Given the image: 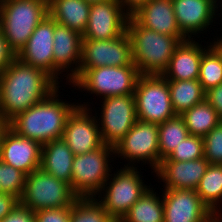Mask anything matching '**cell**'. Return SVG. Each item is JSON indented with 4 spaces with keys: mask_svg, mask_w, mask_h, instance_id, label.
Returning a JSON list of instances; mask_svg holds the SVG:
<instances>
[{
    "mask_svg": "<svg viewBox=\"0 0 222 222\" xmlns=\"http://www.w3.org/2000/svg\"><path fill=\"white\" fill-rule=\"evenodd\" d=\"M140 76L136 66L97 67L85 70L71 86L98 98L134 94ZM84 91V92H83Z\"/></svg>",
    "mask_w": 222,
    "mask_h": 222,
    "instance_id": "52a82bcc",
    "label": "cell"
},
{
    "mask_svg": "<svg viewBox=\"0 0 222 222\" xmlns=\"http://www.w3.org/2000/svg\"><path fill=\"white\" fill-rule=\"evenodd\" d=\"M69 217L70 222H112L114 220L95 197L77 198L70 206Z\"/></svg>",
    "mask_w": 222,
    "mask_h": 222,
    "instance_id": "f546056e",
    "label": "cell"
},
{
    "mask_svg": "<svg viewBox=\"0 0 222 222\" xmlns=\"http://www.w3.org/2000/svg\"><path fill=\"white\" fill-rule=\"evenodd\" d=\"M127 32L132 44L133 63L140 75H162L180 41L141 26L132 16L128 18Z\"/></svg>",
    "mask_w": 222,
    "mask_h": 222,
    "instance_id": "3957f363",
    "label": "cell"
},
{
    "mask_svg": "<svg viewBox=\"0 0 222 222\" xmlns=\"http://www.w3.org/2000/svg\"><path fill=\"white\" fill-rule=\"evenodd\" d=\"M35 222H70V207L34 212Z\"/></svg>",
    "mask_w": 222,
    "mask_h": 222,
    "instance_id": "e575fe53",
    "label": "cell"
},
{
    "mask_svg": "<svg viewBox=\"0 0 222 222\" xmlns=\"http://www.w3.org/2000/svg\"><path fill=\"white\" fill-rule=\"evenodd\" d=\"M62 86L64 87L62 84L44 100L16 115L10 120V129L41 145L61 139L68 117L78 107V102L72 103L61 98L63 95L59 94Z\"/></svg>",
    "mask_w": 222,
    "mask_h": 222,
    "instance_id": "7a4b0ae2",
    "label": "cell"
},
{
    "mask_svg": "<svg viewBox=\"0 0 222 222\" xmlns=\"http://www.w3.org/2000/svg\"><path fill=\"white\" fill-rule=\"evenodd\" d=\"M196 40L186 39L176 46L168 67L162 74L166 80H198L202 55L210 43L203 39L199 44L202 39ZM202 42H205L206 46L201 44Z\"/></svg>",
    "mask_w": 222,
    "mask_h": 222,
    "instance_id": "44dd1931",
    "label": "cell"
},
{
    "mask_svg": "<svg viewBox=\"0 0 222 222\" xmlns=\"http://www.w3.org/2000/svg\"><path fill=\"white\" fill-rule=\"evenodd\" d=\"M0 222H35V214L32 210L19 204Z\"/></svg>",
    "mask_w": 222,
    "mask_h": 222,
    "instance_id": "d590c367",
    "label": "cell"
},
{
    "mask_svg": "<svg viewBox=\"0 0 222 222\" xmlns=\"http://www.w3.org/2000/svg\"><path fill=\"white\" fill-rule=\"evenodd\" d=\"M134 98L137 120L160 124L176 116L168 80L162 75H140Z\"/></svg>",
    "mask_w": 222,
    "mask_h": 222,
    "instance_id": "8fae6325",
    "label": "cell"
},
{
    "mask_svg": "<svg viewBox=\"0 0 222 222\" xmlns=\"http://www.w3.org/2000/svg\"><path fill=\"white\" fill-rule=\"evenodd\" d=\"M112 222H121L120 220H113Z\"/></svg>",
    "mask_w": 222,
    "mask_h": 222,
    "instance_id": "bcb514c9",
    "label": "cell"
},
{
    "mask_svg": "<svg viewBox=\"0 0 222 222\" xmlns=\"http://www.w3.org/2000/svg\"><path fill=\"white\" fill-rule=\"evenodd\" d=\"M54 27L55 20L50 15L46 16L16 56L21 62L43 70L52 78Z\"/></svg>",
    "mask_w": 222,
    "mask_h": 222,
    "instance_id": "ac0fdd59",
    "label": "cell"
},
{
    "mask_svg": "<svg viewBox=\"0 0 222 222\" xmlns=\"http://www.w3.org/2000/svg\"><path fill=\"white\" fill-rule=\"evenodd\" d=\"M189 135L188 129L180 115L166 120L158 124V141L161 160L166 159L174 150Z\"/></svg>",
    "mask_w": 222,
    "mask_h": 222,
    "instance_id": "f1b7e54d",
    "label": "cell"
},
{
    "mask_svg": "<svg viewBox=\"0 0 222 222\" xmlns=\"http://www.w3.org/2000/svg\"><path fill=\"white\" fill-rule=\"evenodd\" d=\"M89 108L77 107L68 117L62 139L74 155L86 154L102 144L97 117Z\"/></svg>",
    "mask_w": 222,
    "mask_h": 222,
    "instance_id": "e0dca14e",
    "label": "cell"
},
{
    "mask_svg": "<svg viewBox=\"0 0 222 222\" xmlns=\"http://www.w3.org/2000/svg\"><path fill=\"white\" fill-rule=\"evenodd\" d=\"M139 168L123 166L110 173L108 180L95 199L114 219L121 220L132 205L150 188L144 183L143 172ZM142 175V176H141Z\"/></svg>",
    "mask_w": 222,
    "mask_h": 222,
    "instance_id": "5b68a950",
    "label": "cell"
},
{
    "mask_svg": "<svg viewBox=\"0 0 222 222\" xmlns=\"http://www.w3.org/2000/svg\"><path fill=\"white\" fill-rule=\"evenodd\" d=\"M170 99L176 115L205 100L206 92L198 80L168 81Z\"/></svg>",
    "mask_w": 222,
    "mask_h": 222,
    "instance_id": "484cf974",
    "label": "cell"
},
{
    "mask_svg": "<svg viewBox=\"0 0 222 222\" xmlns=\"http://www.w3.org/2000/svg\"><path fill=\"white\" fill-rule=\"evenodd\" d=\"M215 37H213L212 41L209 38L210 45L217 51V53L220 55L222 59V35L221 36L218 35V37L216 35Z\"/></svg>",
    "mask_w": 222,
    "mask_h": 222,
    "instance_id": "b9f144b4",
    "label": "cell"
},
{
    "mask_svg": "<svg viewBox=\"0 0 222 222\" xmlns=\"http://www.w3.org/2000/svg\"><path fill=\"white\" fill-rule=\"evenodd\" d=\"M9 1H13V0H0V6L6 2H9Z\"/></svg>",
    "mask_w": 222,
    "mask_h": 222,
    "instance_id": "f6af8a7d",
    "label": "cell"
},
{
    "mask_svg": "<svg viewBox=\"0 0 222 222\" xmlns=\"http://www.w3.org/2000/svg\"><path fill=\"white\" fill-rule=\"evenodd\" d=\"M204 157L203 138L188 135L173 152L161 161H190Z\"/></svg>",
    "mask_w": 222,
    "mask_h": 222,
    "instance_id": "d6a6232c",
    "label": "cell"
},
{
    "mask_svg": "<svg viewBox=\"0 0 222 222\" xmlns=\"http://www.w3.org/2000/svg\"><path fill=\"white\" fill-rule=\"evenodd\" d=\"M203 147L209 164L222 165V121L203 137Z\"/></svg>",
    "mask_w": 222,
    "mask_h": 222,
    "instance_id": "836d02e7",
    "label": "cell"
},
{
    "mask_svg": "<svg viewBox=\"0 0 222 222\" xmlns=\"http://www.w3.org/2000/svg\"><path fill=\"white\" fill-rule=\"evenodd\" d=\"M85 1L89 4H93V3H100V2H105L109 0H85Z\"/></svg>",
    "mask_w": 222,
    "mask_h": 222,
    "instance_id": "ee69618b",
    "label": "cell"
},
{
    "mask_svg": "<svg viewBox=\"0 0 222 222\" xmlns=\"http://www.w3.org/2000/svg\"><path fill=\"white\" fill-rule=\"evenodd\" d=\"M198 81L205 92L222 83V59L211 45L203 52Z\"/></svg>",
    "mask_w": 222,
    "mask_h": 222,
    "instance_id": "4dcf8cb0",
    "label": "cell"
},
{
    "mask_svg": "<svg viewBox=\"0 0 222 222\" xmlns=\"http://www.w3.org/2000/svg\"><path fill=\"white\" fill-rule=\"evenodd\" d=\"M129 17L117 0L93 3L82 38L108 40L119 37L127 31Z\"/></svg>",
    "mask_w": 222,
    "mask_h": 222,
    "instance_id": "9a60e30c",
    "label": "cell"
},
{
    "mask_svg": "<svg viewBox=\"0 0 222 222\" xmlns=\"http://www.w3.org/2000/svg\"><path fill=\"white\" fill-rule=\"evenodd\" d=\"M208 166L204 157L190 161H161L153 177L158 183L163 182V188L196 190Z\"/></svg>",
    "mask_w": 222,
    "mask_h": 222,
    "instance_id": "ffe728a7",
    "label": "cell"
},
{
    "mask_svg": "<svg viewBox=\"0 0 222 222\" xmlns=\"http://www.w3.org/2000/svg\"><path fill=\"white\" fill-rule=\"evenodd\" d=\"M135 66L128 32L108 40L82 39L81 61L78 74L69 86L87 69L97 67Z\"/></svg>",
    "mask_w": 222,
    "mask_h": 222,
    "instance_id": "7c38bea8",
    "label": "cell"
},
{
    "mask_svg": "<svg viewBox=\"0 0 222 222\" xmlns=\"http://www.w3.org/2000/svg\"><path fill=\"white\" fill-rule=\"evenodd\" d=\"M74 154L61 138L42 145L40 168L71 187Z\"/></svg>",
    "mask_w": 222,
    "mask_h": 222,
    "instance_id": "603a6c76",
    "label": "cell"
},
{
    "mask_svg": "<svg viewBox=\"0 0 222 222\" xmlns=\"http://www.w3.org/2000/svg\"><path fill=\"white\" fill-rule=\"evenodd\" d=\"M100 101L101 112L98 116L95 107L89 105L92 102L82 103L80 100L78 107L95 111L103 144L115 147L137 121L134 94L111 96Z\"/></svg>",
    "mask_w": 222,
    "mask_h": 222,
    "instance_id": "9c48e42d",
    "label": "cell"
},
{
    "mask_svg": "<svg viewBox=\"0 0 222 222\" xmlns=\"http://www.w3.org/2000/svg\"><path fill=\"white\" fill-rule=\"evenodd\" d=\"M151 186L120 220L121 222H164L162 195Z\"/></svg>",
    "mask_w": 222,
    "mask_h": 222,
    "instance_id": "d4e9b609",
    "label": "cell"
},
{
    "mask_svg": "<svg viewBox=\"0 0 222 222\" xmlns=\"http://www.w3.org/2000/svg\"><path fill=\"white\" fill-rule=\"evenodd\" d=\"M172 3L180 31L188 39H202L200 35L207 34L217 19L222 20L221 0H172Z\"/></svg>",
    "mask_w": 222,
    "mask_h": 222,
    "instance_id": "4fadbf2b",
    "label": "cell"
},
{
    "mask_svg": "<svg viewBox=\"0 0 222 222\" xmlns=\"http://www.w3.org/2000/svg\"><path fill=\"white\" fill-rule=\"evenodd\" d=\"M122 8L131 16L149 0H117Z\"/></svg>",
    "mask_w": 222,
    "mask_h": 222,
    "instance_id": "ab89813d",
    "label": "cell"
},
{
    "mask_svg": "<svg viewBox=\"0 0 222 222\" xmlns=\"http://www.w3.org/2000/svg\"><path fill=\"white\" fill-rule=\"evenodd\" d=\"M205 99L222 117V83L206 91Z\"/></svg>",
    "mask_w": 222,
    "mask_h": 222,
    "instance_id": "74e56055",
    "label": "cell"
},
{
    "mask_svg": "<svg viewBox=\"0 0 222 222\" xmlns=\"http://www.w3.org/2000/svg\"><path fill=\"white\" fill-rule=\"evenodd\" d=\"M115 160L120 158L124 166L150 165L154 173L160 165L158 124L137 120L130 131L115 145ZM141 161V162H140Z\"/></svg>",
    "mask_w": 222,
    "mask_h": 222,
    "instance_id": "30bf717a",
    "label": "cell"
},
{
    "mask_svg": "<svg viewBox=\"0 0 222 222\" xmlns=\"http://www.w3.org/2000/svg\"><path fill=\"white\" fill-rule=\"evenodd\" d=\"M222 210L217 209L212 212V221L213 222H222Z\"/></svg>",
    "mask_w": 222,
    "mask_h": 222,
    "instance_id": "7bdbcfd3",
    "label": "cell"
},
{
    "mask_svg": "<svg viewBox=\"0 0 222 222\" xmlns=\"http://www.w3.org/2000/svg\"><path fill=\"white\" fill-rule=\"evenodd\" d=\"M42 145L9 129L0 144V159L25 175L41 166Z\"/></svg>",
    "mask_w": 222,
    "mask_h": 222,
    "instance_id": "d6986e66",
    "label": "cell"
},
{
    "mask_svg": "<svg viewBox=\"0 0 222 222\" xmlns=\"http://www.w3.org/2000/svg\"><path fill=\"white\" fill-rule=\"evenodd\" d=\"M20 204V200L7 193L0 194V221L9 215L15 207Z\"/></svg>",
    "mask_w": 222,
    "mask_h": 222,
    "instance_id": "8d00e7d4",
    "label": "cell"
},
{
    "mask_svg": "<svg viewBox=\"0 0 222 222\" xmlns=\"http://www.w3.org/2000/svg\"><path fill=\"white\" fill-rule=\"evenodd\" d=\"M10 129V121L0 113V144L3 141L5 133Z\"/></svg>",
    "mask_w": 222,
    "mask_h": 222,
    "instance_id": "60d3db41",
    "label": "cell"
},
{
    "mask_svg": "<svg viewBox=\"0 0 222 222\" xmlns=\"http://www.w3.org/2000/svg\"><path fill=\"white\" fill-rule=\"evenodd\" d=\"M164 222H210L211 209L201 200L196 190H162Z\"/></svg>",
    "mask_w": 222,
    "mask_h": 222,
    "instance_id": "2e32d148",
    "label": "cell"
},
{
    "mask_svg": "<svg viewBox=\"0 0 222 222\" xmlns=\"http://www.w3.org/2000/svg\"><path fill=\"white\" fill-rule=\"evenodd\" d=\"M131 16L141 26L157 33L174 36L180 42L188 39L177 24L172 0H149Z\"/></svg>",
    "mask_w": 222,
    "mask_h": 222,
    "instance_id": "7402d4cb",
    "label": "cell"
},
{
    "mask_svg": "<svg viewBox=\"0 0 222 222\" xmlns=\"http://www.w3.org/2000/svg\"><path fill=\"white\" fill-rule=\"evenodd\" d=\"M114 158V147L107 144L86 154L75 155L71 174L73 193L78 198L95 197L108 180L114 168L112 165L116 164Z\"/></svg>",
    "mask_w": 222,
    "mask_h": 222,
    "instance_id": "8992f818",
    "label": "cell"
},
{
    "mask_svg": "<svg viewBox=\"0 0 222 222\" xmlns=\"http://www.w3.org/2000/svg\"><path fill=\"white\" fill-rule=\"evenodd\" d=\"M188 129L189 135L204 137L222 121V117L206 101L196 104L180 115Z\"/></svg>",
    "mask_w": 222,
    "mask_h": 222,
    "instance_id": "4316f807",
    "label": "cell"
},
{
    "mask_svg": "<svg viewBox=\"0 0 222 222\" xmlns=\"http://www.w3.org/2000/svg\"><path fill=\"white\" fill-rule=\"evenodd\" d=\"M60 85L17 57L0 73V113L7 120L44 100Z\"/></svg>",
    "mask_w": 222,
    "mask_h": 222,
    "instance_id": "6da1fadb",
    "label": "cell"
},
{
    "mask_svg": "<svg viewBox=\"0 0 222 222\" xmlns=\"http://www.w3.org/2000/svg\"><path fill=\"white\" fill-rule=\"evenodd\" d=\"M77 198L68 183L39 168L26 175L20 204L36 212L70 207Z\"/></svg>",
    "mask_w": 222,
    "mask_h": 222,
    "instance_id": "ba28073f",
    "label": "cell"
},
{
    "mask_svg": "<svg viewBox=\"0 0 222 222\" xmlns=\"http://www.w3.org/2000/svg\"><path fill=\"white\" fill-rule=\"evenodd\" d=\"M90 6L85 0H49V15L58 24L82 35L88 23Z\"/></svg>",
    "mask_w": 222,
    "mask_h": 222,
    "instance_id": "cb8c5ba5",
    "label": "cell"
},
{
    "mask_svg": "<svg viewBox=\"0 0 222 222\" xmlns=\"http://www.w3.org/2000/svg\"><path fill=\"white\" fill-rule=\"evenodd\" d=\"M196 192L212 212L222 209V165L209 164Z\"/></svg>",
    "mask_w": 222,
    "mask_h": 222,
    "instance_id": "83f0119b",
    "label": "cell"
},
{
    "mask_svg": "<svg viewBox=\"0 0 222 222\" xmlns=\"http://www.w3.org/2000/svg\"><path fill=\"white\" fill-rule=\"evenodd\" d=\"M82 39V35L79 32L58 24L55 21L53 37V79L58 84H61L63 81L61 78L64 76L66 77L64 85H69V82L78 74L81 61ZM64 72H66V74Z\"/></svg>",
    "mask_w": 222,
    "mask_h": 222,
    "instance_id": "5bb4252c",
    "label": "cell"
},
{
    "mask_svg": "<svg viewBox=\"0 0 222 222\" xmlns=\"http://www.w3.org/2000/svg\"><path fill=\"white\" fill-rule=\"evenodd\" d=\"M16 58L0 31V73Z\"/></svg>",
    "mask_w": 222,
    "mask_h": 222,
    "instance_id": "f35d334b",
    "label": "cell"
},
{
    "mask_svg": "<svg viewBox=\"0 0 222 222\" xmlns=\"http://www.w3.org/2000/svg\"><path fill=\"white\" fill-rule=\"evenodd\" d=\"M26 175L7 165L0 159V189L2 193L11 194L21 199L25 188Z\"/></svg>",
    "mask_w": 222,
    "mask_h": 222,
    "instance_id": "1f68e13d",
    "label": "cell"
},
{
    "mask_svg": "<svg viewBox=\"0 0 222 222\" xmlns=\"http://www.w3.org/2000/svg\"><path fill=\"white\" fill-rule=\"evenodd\" d=\"M48 15L49 0H13L0 6L1 33L16 56Z\"/></svg>",
    "mask_w": 222,
    "mask_h": 222,
    "instance_id": "277c9868",
    "label": "cell"
}]
</instances>
